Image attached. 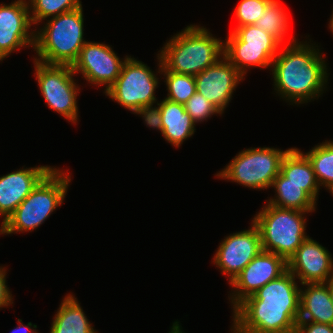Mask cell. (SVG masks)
Masks as SVG:
<instances>
[{
  "instance_id": "2e32d148",
  "label": "cell",
  "mask_w": 333,
  "mask_h": 333,
  "mask_svg": "<svg viewBox=\"0 0 333 333\" xmlns=\"http://www.w3.org/2000/svg\"><path fill=\"white\" fill-rule=\"evenodd\" d=\"M287 264L300 285L326 283L333 276L332 254L310 236L297 248Z\"/></svg>"
},
{
  "instance_id": "5bb4252c",
  "label": "cell",
  "mask_w": 333,
  "mask_h": 333,
  "mask_svg": "<svg viewBox=\"0 0 333 333\" xmlns=\"http://www.w3.org/2000/svg\"><path fill=\"white\" fill-rule=\"evenodd\" d=\"M32 25L28 0L0 3V61L22 48L34 50L36 30H31Z\"/></svg>"
},
{
  "instance_id": "4dcf8cb0",
  "label": "cell",
  "mask_w": 333,
  "mask_h": 333,
  "mask_svg": "<svg viewBox=\"0 0 333 333\" xmlns=\"http://www.w3.org/2000/svg\"><path fill=\"white\" fill-rule=\"evenodd\" d=\"M7 274V268L0 266V310L13 304L14 296L6 283Z\"/></svg>"
},
{
  "instance_id": "52a82bcc",
  "label": "cell",
  "mask_w": 333,
  "mask_h": 333,
  "mask_svg": "<svg viewBox=\"0 0 333 333\" xmlns=\"http://www.w3.org/2000/svg\"><path fill=\"white\" fill-rule=\"evenodd\" d=\"M290 149L284 151L274 147L243 149L224 169L217 172L216 177L236 182L247 188L267 190L280 173L282 160Z\"/></svg>"
},
{
  "instance_id": "9a60e30c",
  "label": "cell",
  "mask_w": 333,
  "mask_h": 333,
  "mask_svg": "<svg viewBox=\"0 0 333 333\" xmlns=\"http://www.w3.org/2000/svg\"><path fill=\"white\" fill-rule=\"evenodd\" d=\"M194 77L196 91L222 114L238 84L245 78L225 56Z\"/></svg>"
},
{
  "instance_id": "6da1fadb",
  "label": "cell",
  "mask_w": 333,
  "mask_h": 333,
  "mask_svg": "<svg viewBox=\"0 0 333 333\" xmlns=\"http://www.w3.org/2000/svg\"><path fill=\"white\" fill-rule=\"evenodd\" d=\"M295 280L287 270L241 301L232 309L231 333H295L300 313Z\"/></svg>"
},
{
  "instance_id": "cb8c5ba5",
  "label": "cell",
  "mask_w": 333,
  "mask_h": 333,
  "mask_svg": "<svg viewBox=\"0 0 333 333\" xmlns=\"http://www.w3.org/2000/svg\"><path fill=\"white\" fill-rule=\"evenodd\" d=\"M310 160L319 186L333 196V141L325 140L304 153Z\"/></svg>"
},
{
  "instance_id": "f1b7e54d",
  "label": "cell",
  "mask_w": 333,
  "mask_h": 333,
  "mask_svg": "<svg viewBox=\"0 0 333 333\" xmlns=\"http://www.w3.org/2000/svg\"><path fill=\"white\" fill-rule=\"evenodd\" d=\"M133 114L141 116L147 127L156 129L162 134V119L160 114V106L158 103H156L154 106H142L138 108Z\"/></svg>"
},
{
  "instance_id": "8fae6325",
  "label": "cell",
  "mask_w": 333,
  "mask_h": 333,
  "mask_svg": "<svg viewBox=\"0 0 333 333\" xmlns=\"http://www.w3.org/2000/svg\"><path fill=\"white\" fill-rule=\"evenodd\" d=\"M124 59L119 58L110 45L87 41L80 50L79 56L73 63L72 70L92 85L104 87V93L114 84L120 75Z\"/></svg>"
},
{
  "instance_id": "e0dca14e",
  "label": "cell",
  "mask_w": 333,
  "mask_h": 333,
  "mask_svg": "<svg viewBox=\"0 0 333 333\" xmlns=\"http://www.w3.org/2000/svg\"><path fill=\"white\" fill-rule=\"evenodd\" d=\"M53 168L48 165L26 167L0 176L1 225Z\"/></svg>"
},
{
  "instance_id": "484cf974",
  "label": "cell",
  "mask_w": 333,
  "mask_h": 333,
  "mask_svg": "<svg viewBox=\"0 0 333 333\" xmlns=\"http://www.w3.org/2000/svg\"><path fill=\"white\" fill-rule=\"evenodd\" d=\"M161 75H164V83L168 92L165 97L172 102L185 104L196 92L195 77L188 74H179L167 71L161 66Z\"/></svg>"
},
{
  "instance_id": "44dd1931",
  "label": "cell",
  "mask_w": 333,
  "mask_h": 333,
  "mask_svg": "<svg viewBox=\"0 0 333 333\" xmlns=\"http://www.w3.org/2000/svg\"><path fill=\"white\" fill-rule=\"evenodd\" d=\"M50 333H98L73 293L63 297L52 320Z\"/></svg>"
},
{
  "instance_id": "603a6c76",
  "label": "cell",
  "mask_w": 333,
  "mask_h": 333,
  "mask_svg": "<svg viewBox=\"0 0 333 333\" xmlns=\"http://www.w3.org/2000/svg\"><path fill=\"white\" fill-rule=\"evenodd\" d=\"M282 6L281 1L272 0L255 25L274 36L282 45L292 44L300 39L295 36L292 40L285 41L289 30V14Z\"/></svg>"
},
{
  "instance_id": "9c48e42d",
  "label": "cell",
  "mask_w": 333,
  "mask_h": 333,
  "mask_svg": "<svg viewBox=\"0 0 333 333\" xmlns=\"http://www.w3.org/2000/svg\"><path fill=\"white\" fill-rule=\"evenodd\" d=\"M158 71L154 73L144 62L129 56L123 63L120 75L105 92L111 100L133 113L142 106L158 103L155 96L161 75V59L157 54Z\"/></svg>"
},
{
  "instance_id": "ffe728a7",
  "label": "cell",
  "mask_w": 333,
  "mask_h": 333,
  "mask_svg": "<svg viewBox=\"0 0 333 333\" xmlns=\"http://www.w3.org/2000/svg\"><path fill=\"white\" fill-rule=\"evenodd\" d=\"M280 172L285 176V183H295L317 203L320 186L316 180L312 164L298 148H291L284 156Z\"/></svg>"
},
{
  "instance_id": "7a4b0ae2",
  "label": "cell",
  "mask_w": 333,
  "mask_h": 333,
  "mask_svg": "<svg viewBox=\"0 0 333 333\" xmlns=\"http://www.w3.org/2000/svg\"><path fill=\"white\" fill-rule=\"evenodd\" d=\"M308 41L284 44L271 65L275 92L286 102L306 104L327 90L328 68L320 46Z\"/></svg>"
},
{
  "instance_id": "7402d4cb",
  "label": "cell",
  "mask_w": 333,
  "mask_h": 333,
  "mask_svg": "<svg viewBox=\"0 0 333 333\" xmlns=\"http://www.w3.org/2000/svg\"><path fill=\"white\" fill-rule=\"evenodd\" d=\"M271 188L275 197L267 200L268 204L282 209H295L303 212L316 211L317 203L295 183H285V176L280 172L273 180Z\"/></svg>"
},
{
  "instance_id": "3957f363",
  "label": "cell",
  "mask_w": 333,
  "mask_h": 333,
  "mask_svg": "<svg viewBox=\"0 0 333 333\" xmlns=\"http://www.w3.org/2000/svg\"><path fill=\"white\" fill-rule=\"evenodd\" d=\"M158 54L167 71L195 76L224 56V40L203 26L190 24L172 36Z\"/></svg>"
},
{
  "instance_id": "30bf717a",
  "label": "cell",
  "mask_w": 333,
  "mask_h": 333,
  "mask_svg": "<svg viewBox=\"0 0 333 333\" xmlns=\"http://www.w3.org/2000/svg\"><path fill=\"white\" fill-rule=\"evenodd\" d=\"M35 79L49 109L54 110L73 124L78 121L77 96L80 87L70 65L46 64L36 59ZM75 79V80H74Z\"/></svg>"
},
{
  "instance_id": "ba28073f",
  "label": "cell",
  "mask_w": 333,
  "mask_h": 333,
  "mask_svg": "<svg viewBox=\"0 0 333 333\" xmlns=\"http://www.w3.org/2000/svg\"><path fill=\"white\" fill-rule=\"evenodd\" d=\"M282 44L255 24L235 27L224 40V56L246 76L249 68H271Z\"/></svg>"
},
{
  "instance_id": "ac0fdd59",
  "label": "cell",
  "mask_w": 333,
  "mask_h": 333,
  "mask_svg": "<svg viewBox=\"0 0 333 333\" xmlns=\"http://www.w3.org/2000/svg\"><path fill=\"white\" fill-rule=\"evenodd\" d=\"M298 321L333 325V301L326 283L302 284Z\"/></svg>"
},
{
  "instance_id": "d6a6232c",
  "label": "cell",
  "mask_w": 333,
  "mask_h": 333,
  "mask_svg": "<svg viewBox=\"0 0 333 333\" xmlns=\"http://www.w3.org/2000/svg\"><path fill=\"white\" fill-rule=\"evenodd\" d=\"M168 333H185L182 331V326L180 325L179 321L173 322L172 327Z\"/></svg>"
},
{
  "instance_id": "4fadbf2b",
  "label": "cell",
  "mask_w": 333,
  "mask_h": 333,
  "mask_svg": "<svg viewBox=\"0 0 333 333\" xmlns=\"http://www.w3.org/2000/svg\"><path fill=\"white\" fill-rule=\"evenodd\" d=\"M288 270L287 261L273 252L262 250L230 283L229 301L235 308L241 301Z\"/></svg>"
},
{
  "instance_id": "d4e9b609",
  "label": "cell",
  "mask_w": 333,
  "mask_h": 333,
  "mask_svg": "<svg viewBox=\"0 0 333 333\" xmlns=\"http://www.w3.org/2000/svg\"><path fill=\"white\" fill-rule=\"evenodd\" d=\"M30 17L34 25L42 24L43 20L78 9L80 0H28Z\"/></svg>"
},
{
  "instance_id": "277c9868",
  "label": "cell",
  "mask_w": 333,
  "mask_h": 333,
  "mask_svg": "<svg viewBox=\"0 0 333 333\" xmlns=\"http://www.w3.org/2000/svg\"><path fill=\"white\" fill-rule=\"evenodd\" d=\"M71 173L53 168L0 225V235L32 232L61 206L71 183Z\"/></svg>"
},
{
  "instance_id": "8992f818",
  "label": "cell",
  "mask_w": 333,
  "mask_h": 333,
  "mask_svg": "<svg viewBox=\"0 0 333 333\" xmlns=\"http://www.w3.org/2000/svg\"><path fill=\"white\" fill-rule=\"evenodd\" d=\"M308 213L312 212L282 209L266 203L252 219L259 230L262 249L273 252L288 262L309 237L305 231Z\"/></svg>"
},
{
  "instance_id": "e575fe53",
  "label": "cell",
  "mask_w": 333,
  "mask_h": 333,
  "mask_svg": "<svg viewBox=\"0 0 333 333\" xmlns=\"http://www.w3.org/2000/svg\"><path fill=\"white\" fill-rule=\"evenodd\" d=\"M332 12H333V10H332ZM330 21H329V28H330V31H331V33L333 34V13H332V15H331V17H330V19H329Z\"/></svg>"
},
{
  "instance_id": "83f0119b",
  "label": "cell",
  "mask_w": 333,
  "mask_h": 333,
  "mask_svg": "<svg viewBox=\"0 0 333 333\" xmlns=\"http://www.w3.org/2000/svg\"><path fill=\"white\" fill-rule=\"evenodd\" d=\"M186 112L191 116L195 123L207 121L214 114L222 115V113L210 103L202 94L197 91L184 104Z\"/></svg>"
},
{
  "instance_id": "836d02e7",
  "label": "cell",
  "mask_w": 333,
  "mask_h": 333,
  "mask_svg": "<svg viewBox=\"0 0 333 333\" xmlns=\"http://www.w3.org/2000/svg\"><path fill=\"white\" fill-rule=\"evenodd\" d=\"M328 289H329V293H330V297L333 301V276L326 282Z\"/></svg>"
},
{
  "instance_id": "1f68e13d",
  "label": "cell",
  "mask_w": 333,
  "mask_h": 333,
  "mask_svg": "<svg viewBox=\"0 0 333 333\" xmlns=\"http://www.w3.org/2000/svg\"><path fill=\"white\" fill-rule=\"evenodd\" d=\"M18 326L12 329L11 333H39L36 330L37 325L28 322L27 325H24L22 319H17Z\"/></svg>"
},
{
  "instance_id": "f546056e",
  "label": "cell",
  "mask_w": 333,
  "mask_h": 333,
  "mask_svg": "<svg viewBox=\"0 0 333 333\" xmlns=\"http://www.w3.org/2000/svg\"><path fill=\"white\" fill-rule=\"evenodd\" d=\"M295 333H333V325L310 321H298Z\"/></svg>"
},
{
  "instance_id": "5b68a950",
  "label": "cell",
  "mask_w": 333,
  "mask_h": 333,
  "mask_svg": "<svg viewBox=\"0 0 333 333\" xmlns=\"http://www.w3.org/2000/svg\"><path fill=\"white\" fill-rule=\"evenodd\" d=\"M83 7L60 14L44 22L43 27H36V59L46 64L70 65L79 56L87 42L84 36Z\"/></svg>"
},
{
  "instance_id": "d6986e66",
  "label": "cell",
  "mask_w": 333,
  "mask_h": 333,
  "mask_svg": "<svg viewBox=\"0 0 333 333\" xmlns=\"http://www.w3.org/2000/svg\"><path fill=\"white\" fill-rule=\"evenodd\" d=\"M162 119V136L172 146L179 148L194 135L196 123L186 112L184 104L164 98L158 102Z\"/></svg>"
},
{
  "instance_id": "7c38bea8",
  "label": "cell",
  "mask_w": 333,
  "mask_h": 333,
  "mask_svg": "<svg viewBox=\"0 0 333 333\" xmlns=\"http://www.w3.org/2000/svg\"><path fill=\"white\" fill-rule=\"evenodd\" d=\"M262 250L259 230L251 222L248 230L236 231V233L224 237L212 262L222 274L227 275L230 284Z\"/></svg>"
},
{
  "instance_id": "4316f807",
  "label": "cell",
  "mask_w": 333,
  "mask_h": 333,
  "mask_svg": "<svg viewBox=\"0 0 333 333\" xmlns=\"http://www.w3.org/2000/svg\"><path fill=\"white\" fill-rule=\"evenodd\" d=\"M271 1L241 0L234 9V16L237 21L236 27L255 24Z\"/></svg>"
}]
</instances>
